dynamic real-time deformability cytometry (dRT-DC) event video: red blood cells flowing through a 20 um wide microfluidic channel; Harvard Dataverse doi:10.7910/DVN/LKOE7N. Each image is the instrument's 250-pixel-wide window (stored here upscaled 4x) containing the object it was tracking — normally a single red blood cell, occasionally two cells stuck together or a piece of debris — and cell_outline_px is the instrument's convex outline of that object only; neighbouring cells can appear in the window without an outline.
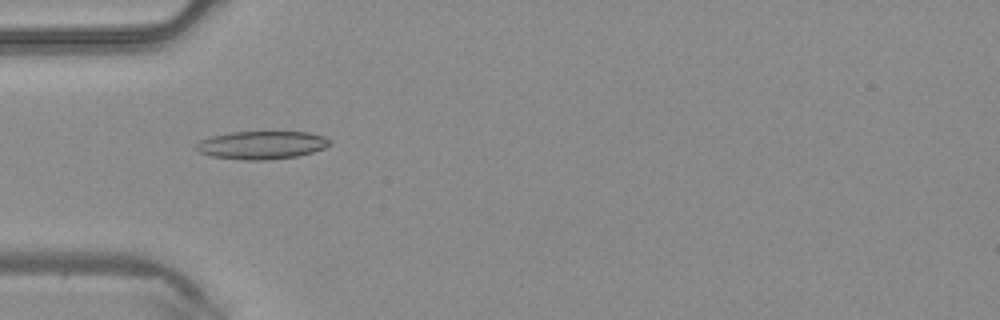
{"species": "common noctule bat (a hibernating species)", "species_latin": "Nyctalus noctula", "temperature_condition": "warm", "stored_images_in_passage": 3, "camera_frame_rate_fps": 3000, "um_per_image_px": 0.085, "animal": {"sex": "male", "body_mass_g": 20.4}, "frame": {"image": 1, "passage_image": 3, "time_ms": 0.667, "image_size_px": [1000, 320], "cell_outline_px": [[332, 144], [324, 148], [312, 152], [296, 156], [268, 160], [244, 160], [212, 156], [200, 152], [196, 148], [196, 144], [200, 140], [212, 136], [228, 132], [308, 132], [324, 136], [332, 140]], "centroid_in_image_um": [22.27, 12.32], "position_along_channel_um": 62.7, "area_um2": 21.85}}